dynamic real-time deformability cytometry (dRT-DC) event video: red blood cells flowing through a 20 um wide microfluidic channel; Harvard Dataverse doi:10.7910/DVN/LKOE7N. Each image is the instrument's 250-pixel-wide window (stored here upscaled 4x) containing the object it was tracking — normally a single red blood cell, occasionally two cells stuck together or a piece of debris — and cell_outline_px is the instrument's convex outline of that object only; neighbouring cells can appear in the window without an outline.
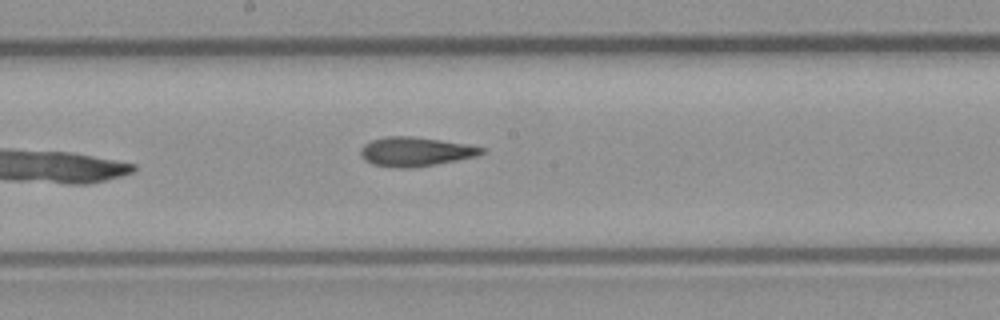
{"species": "common noctule bat (a hibernating species)", "species_latin": "Nyctalus noctula", "temperature_condition": "room temperature", "stored_images_in_passage": 9, "camera_frame_rate_fps": 3000, "um_per_image_px": 0.085, "animal": {"sex": "male", "body_mass_g": 23.1, "forearm_length_mm": 52.7}, "frame": {"image": 1, "passage_image": 9, "time_ms": 10.0, "image_size_px": [1000, 320], "cell_outline_px": [[484, 152], [476, 156], [436, 164], [408, 168], [400, 168], [372, 164], [364, 160], [360, 156], [360, 148], [364, 144], [372, 140], [384, 136], [412, 136], [440, 140], [464, 144], [484, 148]], "centroid_in_image_um": [35.24, 12.89], "position_along_channel_um": 213.0, "area_um2": 20.4}}